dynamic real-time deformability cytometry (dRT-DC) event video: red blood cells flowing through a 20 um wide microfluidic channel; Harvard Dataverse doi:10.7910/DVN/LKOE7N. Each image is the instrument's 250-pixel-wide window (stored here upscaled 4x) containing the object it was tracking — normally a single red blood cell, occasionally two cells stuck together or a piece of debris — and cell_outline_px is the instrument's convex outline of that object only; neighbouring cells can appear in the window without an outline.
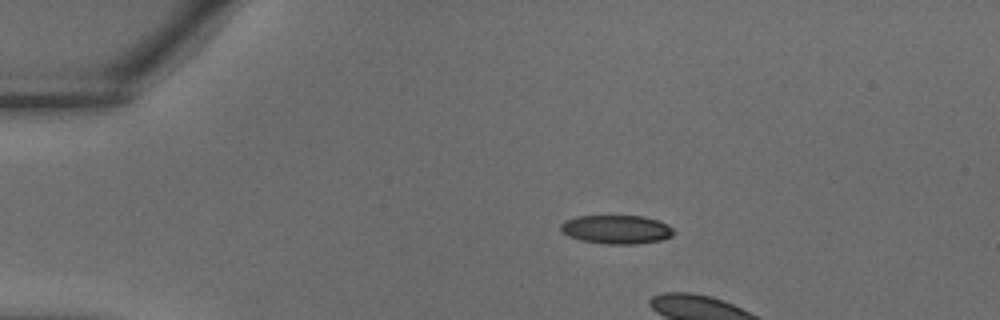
{"species": "common noctule bat (a hibernating species)", "species_latin": "Nyctalus noctula", "temperature_condition": "warm", "stored_images_in_passage": 4, "camera_frame_rate_fps": 3000, "um_per_image_px": 0.085, "animal": {"sex": "male", "body_mass_g": 18.8}, "frame": {"image": 1, "passage_image": 1, "time_ms": 0.0, "image_size_px": [1000, 320], "cell_outline_px": [[676, 232], [672, 236], [660, 240], [636, 244], [604, 244], [580, 240], [568, 236], [560, 228], [560, 224], [564, 220], [576, 216], [644, 216], [660, 220], [668, 224]], "centroid_in_image_um": [52.42, 19.5], "position_along_channel_um": 32.6, "area_um2": 19.13}}